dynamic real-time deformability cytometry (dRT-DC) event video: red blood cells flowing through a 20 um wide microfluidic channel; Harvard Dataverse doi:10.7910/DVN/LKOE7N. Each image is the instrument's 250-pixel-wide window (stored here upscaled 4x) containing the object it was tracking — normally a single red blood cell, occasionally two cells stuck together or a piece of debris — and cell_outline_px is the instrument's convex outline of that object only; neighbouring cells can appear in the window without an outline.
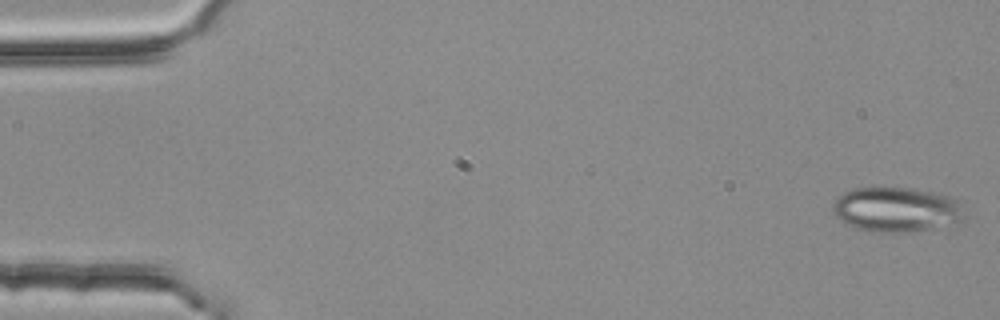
{"species": "common noctule bat (a hibernating species)", "species_latin": "Nyctalus noctula", "temperature_condition": "room temperature", "stored_images_in_passage": 53, "camera_frame_rate_fps": 3000, "um_per_image_px": 0.085, "animal": {"sex": "female", "body_mass_g": 25.1}, "frame": {"image": 1, "passage_image": 1, "time_ms": 0.0, "image_size_px": [1000, 320], "cell_outline_px": [[964, 220], [956, 224], [904, 232], [872, 232], [856, 228], [844, 224], [832, 212], [832, 204], [844, 192], [852, 188], [912, 188], [932, 192], [948, 196], [956, 200], [964, 216]], "centroid_in_image_um": [76.15, 17.82], "position_along_channel_um": 8.8, "area_um2": 34.22}}
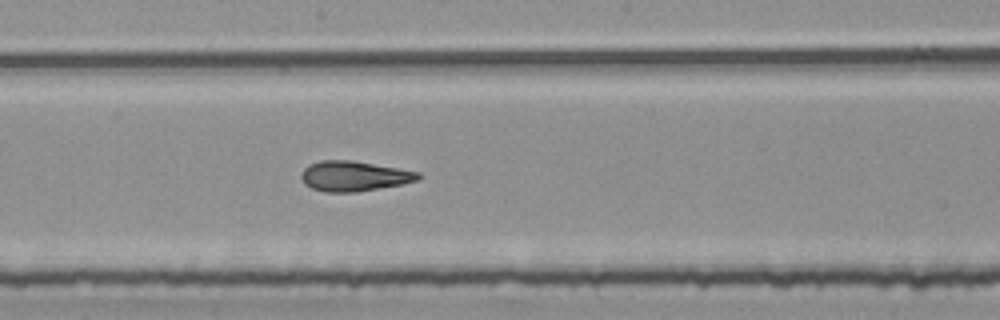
{"frame": {"image": 2, "passage_image": 29, "time_ms": 9.333, "image_size_px": [1000, 320], "cell_outline_px": [[420, 180], [404, 184], [356, 192], [324, 192], [312, 188], [304, 184], [300, 176], [304, 168], [308, 164], [320, 160], [352, 160], [420, 172]], "centroid_in_image_um": [30.08, 14.97], "position_along_channel_um": 218.1, "area_um2": 20.69}}
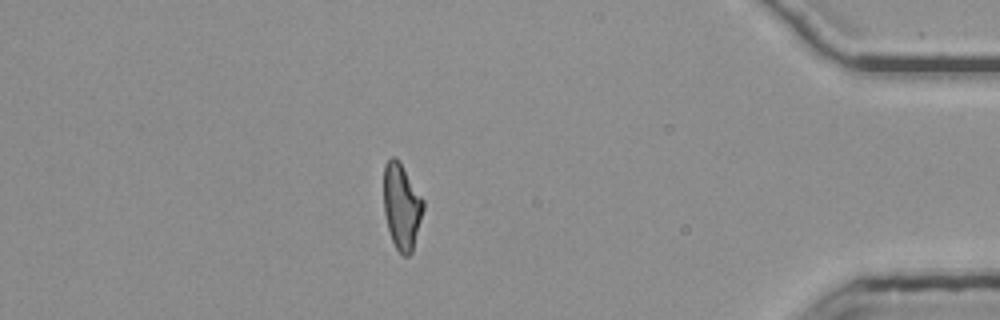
{"frame": {"image": 3, "passage_image": 47, "time_ms": 15.333, "image_size_px": [1000, 320], "cell_outline_px": [[424, 208], [412, 252], [408, 256], [404, 256], [396, 248], [392, 240], [388, 228], [384, 212], [384, 164], [392, 156], [396, 156], [424, 200]], "centroid_in_image_um": [34.14, 17.53], "position_along_channel_um": 401.1, "area_um2": 19.65}, "authors_computed_cell_mechanics": {"area_um2": 20.6924, "velocity_mm_per_s": 3.7992, "shape_relaxation_time_tau1_ms": 9.343, "shape_relaxation_time_tau2_ms": 2.1208, "deformation_change_tau1": 0.2448, "deformation_change_tau2": 0.1127}}